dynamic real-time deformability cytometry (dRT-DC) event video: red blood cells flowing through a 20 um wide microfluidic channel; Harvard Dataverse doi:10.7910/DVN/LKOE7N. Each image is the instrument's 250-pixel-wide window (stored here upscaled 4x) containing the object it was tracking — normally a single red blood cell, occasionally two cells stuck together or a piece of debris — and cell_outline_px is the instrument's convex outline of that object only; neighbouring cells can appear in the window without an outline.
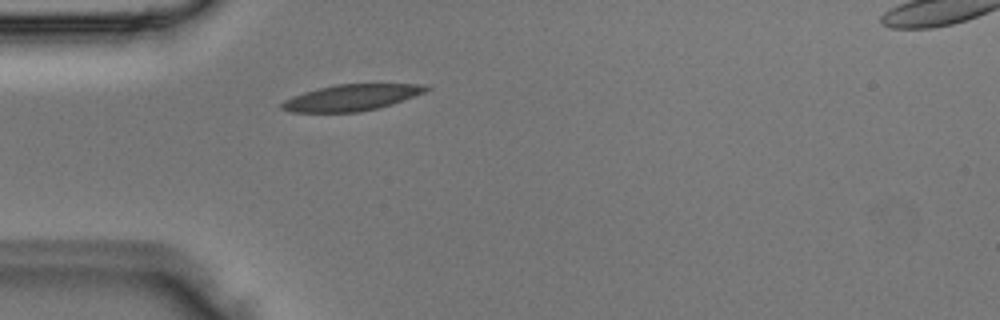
{"species": "Egyptian fruit bat (a non-hibernating species)", "species_latin": "Rousettus aegyptiacus", "temperature_condition": "room temperature", "stored_images_in_passage": 2, "camera_frame_rate_fps": 3000, "um_per_image_px": 0.085, "animal": {"sex": "male"}, "frame": {"image": 1, "passage_image": 2, "time_ms": 0.333, "image_size_px": [1000, 320], "cell_outline_px": [[432, 88], [424, 92], [392, 104], [360, 112], [292, 112], [280, 108], [280, 104], [284, 100], [292, 96], [316, 88], [336, 84], [428, 84]], "centroid_in_image_um": [29.86, 8.28], "position_along_channel_um": 55.1, "area_um2": 22.08}}